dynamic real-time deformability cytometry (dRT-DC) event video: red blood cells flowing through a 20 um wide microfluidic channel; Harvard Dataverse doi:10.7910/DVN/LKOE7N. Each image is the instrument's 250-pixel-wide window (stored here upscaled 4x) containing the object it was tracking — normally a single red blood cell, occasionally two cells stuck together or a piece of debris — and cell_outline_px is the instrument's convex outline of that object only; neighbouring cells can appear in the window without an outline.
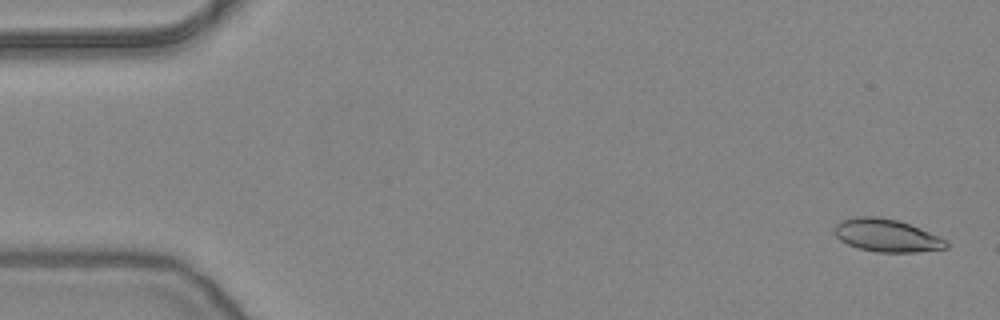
{"species": "common noctule bat (a hibernating species)", "species_latin": "Nyctalus noctula", "temperature_condition": "warm", "stored_images_in_passage": 27, "camera_frame_rate_fps": 3000, "um_per_image_px": 0.085, "animal": {"sex": "female", "body_mass_g": 24.6, "forearm_length_mm": 56.2}, "frame": {"image": 1, "passage_image": 2, "time_ms": 0.333, "image_size_px": [1000, 320], "cell_outline_px": [[948, 248], [916, 252], [876, 252], [856, 248], [840, 240], [832, 232], [836, 224], [840, 220], [856, 216], [876, 216], [896, 220], [920, 228], [940, 236], [948, 240]], "centroid_in_image_um": [75.35, 20.01], "position_along_channel_um": 9.6, "area_um2": 21.56}}
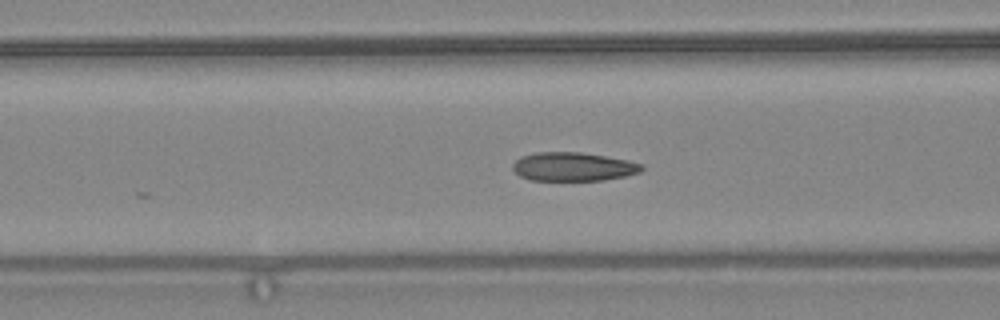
{"frame": {"image": 2, "passage_image": 21, "time_ms": 6.667, "image_size_px": [1000, 320], "cell_outline_px": [[644, 168], [640, 172], [624, 176], [604, 180], [528, 180], [520, 176], [512, 168], [512, 164], [520, 156], [536, 152], [580, 152], [628, 160], [644, 164]], "centroid_in_image_um": [48.71, 14.16], "position_along_channel_um": 117.9, "area_um2": 21.62}}
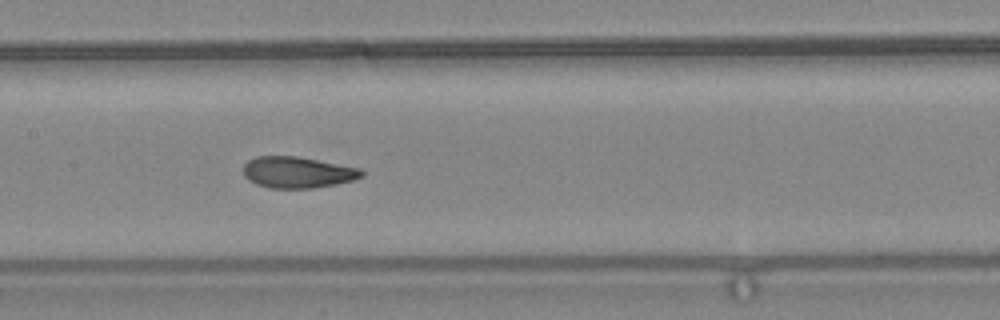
{"frame": {"image": 3, "passage_image": 26, "time_ms": 8.333, "image_size_px": [1000, 320], "cell_outline_px": [[364, 176], [352, 180], [336, 184], [312, 188], [268, 188], [256, 184], [248, 180], [244, 176], [244, 164], [248, 160], [256, 156], [296, 156], [360, 168], [364, 172]], "centroid_in_image_um": [25.27, 14.65], "position_along_channel_um": 182.1, "area_um2": 21.56}}